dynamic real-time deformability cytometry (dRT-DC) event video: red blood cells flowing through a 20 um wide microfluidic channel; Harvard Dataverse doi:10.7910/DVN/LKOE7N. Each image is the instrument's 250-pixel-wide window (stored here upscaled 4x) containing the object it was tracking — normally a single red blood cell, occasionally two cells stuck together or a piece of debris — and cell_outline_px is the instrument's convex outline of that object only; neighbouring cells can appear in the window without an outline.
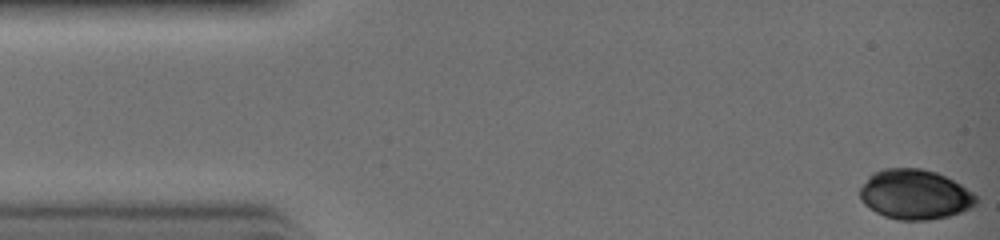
{"species": "common noctule bat (a hibernating species)", "species_latin": "Nyctalus noctula", "temperature_condition": "warm", "stored_images_in_passage": 30, "camera_frame_rate_fps": 3000, "um_per_image_px": 0.085, "animal": {"sex": "female", "body_mass_g": 19.0, "forearm_length_mm": 51.5}, "frame": {"image": 1, "passage_image": 1, "time_ms": 0.0, "image_size_px": [1000, 240], "cell_outline_px": [[976, 204], [960, 212], [948, 216], [928, 220], [896, 220], [884, 216], [876, 212], [864, 204], [860, 200], [860, 188], [868, 176], [872, 172], [884, 168], [920, 168], [936, 172], [960, 184], [972, 192], [976, 196]], "centroid_in_image_um": [77.72, 16.52], "position_along_channel_um": 7.3, "area_um2": 33.7}}